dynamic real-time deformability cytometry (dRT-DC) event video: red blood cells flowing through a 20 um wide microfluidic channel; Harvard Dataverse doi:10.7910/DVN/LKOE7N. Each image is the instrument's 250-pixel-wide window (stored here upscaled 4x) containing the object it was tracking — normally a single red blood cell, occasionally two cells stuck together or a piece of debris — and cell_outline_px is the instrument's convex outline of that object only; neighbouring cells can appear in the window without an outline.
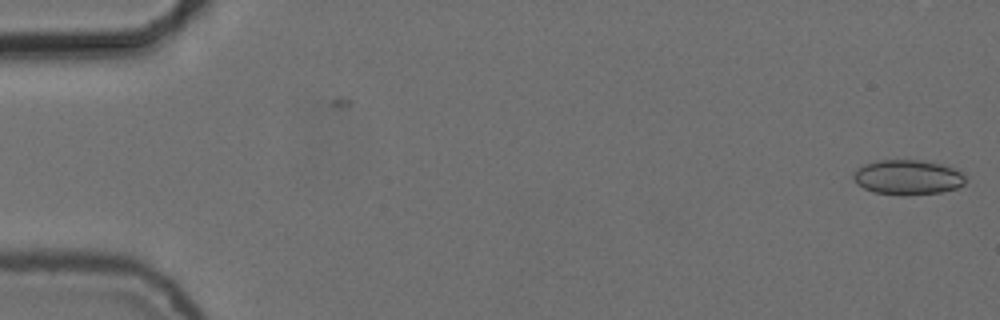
{"species": "common noctule bat (a hibernating species)", "species_latin": "Nyctalus noctula", "temperature_condition": "cold", "stored_images_in_passage": 6, "camera_frame_rate_fps": 3000, "um_per_image_px": 0.085, "animal": {"sex": "female", "body_mass_g": 24.6, "forearm_length_mm": 56.2}, "frame": {"image": 1, "passage_image": 6, "time_ms": 1.667, "image_size_px": [1000, 320], "cell_outline_px": [[964, 184], [956, 188], [940, 192], [904, 196], [900, 196], [876, 192], [864, 188], [856, 184], [852, 176], [856, 168], [864, 164], [876, 160], [924, 160], [960, 168], [964, 172]], "centroid_in_image_um": [77.17, 15.06], "position_along_channel_um": 7.8, "area_um2": 23.24}}